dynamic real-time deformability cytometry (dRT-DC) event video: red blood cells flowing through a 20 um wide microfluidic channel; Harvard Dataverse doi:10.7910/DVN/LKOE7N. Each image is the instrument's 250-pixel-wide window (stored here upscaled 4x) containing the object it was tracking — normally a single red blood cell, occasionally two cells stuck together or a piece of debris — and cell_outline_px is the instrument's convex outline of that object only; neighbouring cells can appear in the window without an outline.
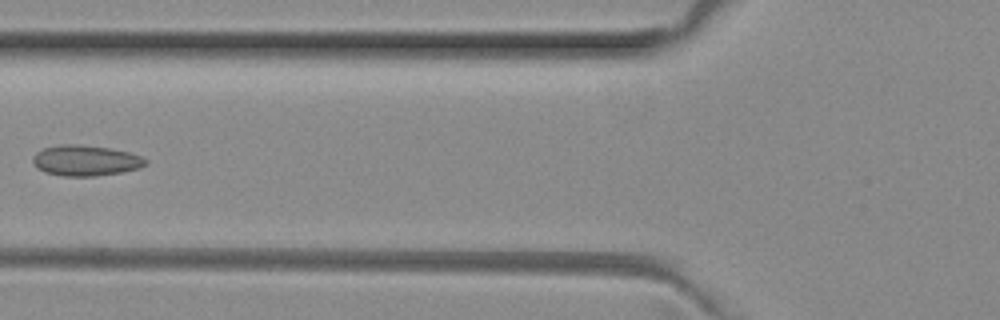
{"species": "common noctule bat (a hibernating species)", "species_latin": "Nyctalus noctula", "temperature_condition": "room temperature", "stored_images_in_passage": 6, "camera_frame_rate_fps": 3000, "um_per_image_px": 0.085, "animal": {"sex": "female", "body_mass_g": 29.2, "forearm_length_mm": 56.3}, "frame": {"image": 1, "passage_image": 6, "time_ms": 1.667, "image_size_px": [1000, 320], "cell_outline_px": [[148, 164], [140, 168], [120, 172], [96, 176], [64, 176], [44, 172], [36, 168], [32, 164], [32, 156], [36, 152], [44, 148], [60, 144], [80, 144], [108, 148], [128, 152], [140, 156], [148, 160]], "centroid_in_image_um": [7.24, 13.64], "position_along_channel_um": 118.6, "area_um2": 20.29}}